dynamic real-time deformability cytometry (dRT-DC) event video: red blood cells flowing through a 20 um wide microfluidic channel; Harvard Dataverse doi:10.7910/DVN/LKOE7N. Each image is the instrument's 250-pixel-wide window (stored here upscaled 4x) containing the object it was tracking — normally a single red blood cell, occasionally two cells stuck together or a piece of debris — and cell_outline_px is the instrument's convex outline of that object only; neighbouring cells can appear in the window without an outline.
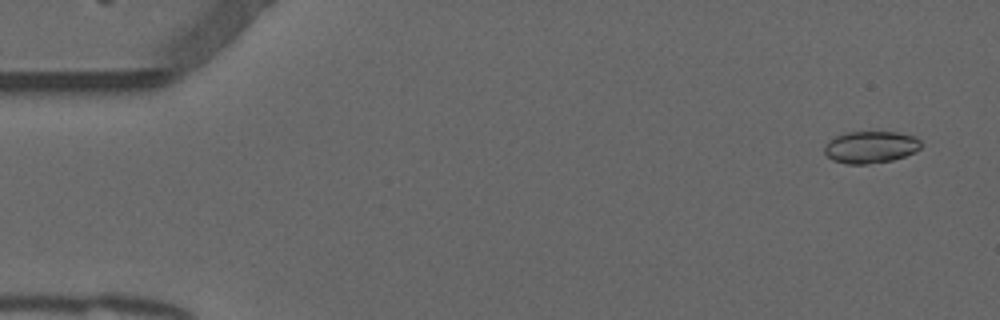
{"species": "common noctule bat (a hibernating species)", "species_latin": "Nyctalus noctula", "temperature_condition": "warm", "stored_images_in_passage": 54, "camera_frame_rate_fps": 3000, "um_per_image_px": 0.085, "animal": {"sex": "male", "forearm_length_mm": 52.5}, "frame": {"image": 1, "passage_image": 3, "time_ms": 0.667, "image_size_px": [1000, 320], "cell_outline_px": [[920, 148], [904, 156], [892, 160], [864, 164], [848, 164], [832, 160], [824, 152], [824, 148], [828, 140], [836, 136], [848, 132], [896, 132], [916, 136], [920, 140]], "centroid_in_image_um": [73.98, 12.49], "position_along_channel_um": 11.0, "area_um2": 17.86}}
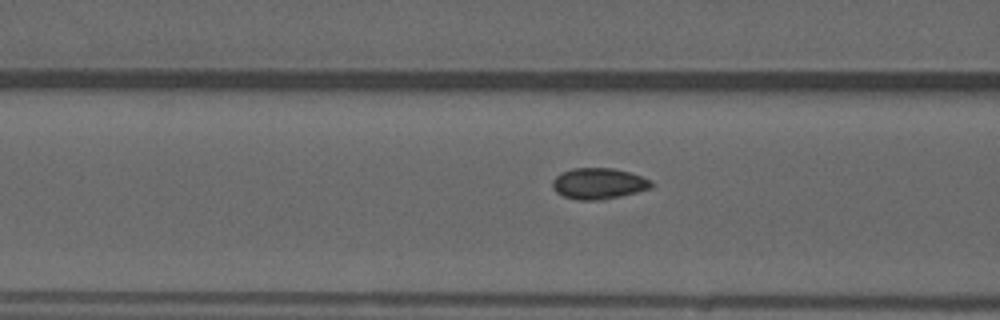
{"frame": {"image": 2, "passage_image": 21, "time_ms": 6.667, "image_size_px": [1000, 320], "cell_outline_px": [[652, 188], [604, 200], [580, 200], [564, 196], [556, 192], [552, 188], [552, 180], [560, 172], [572, 168], [612, 168], [628, 172], [652, 180]], "centroid_in_image_um": [50.85, 15.6], "position_along_channel_um": 115.7, "area_um2": 17.92}}
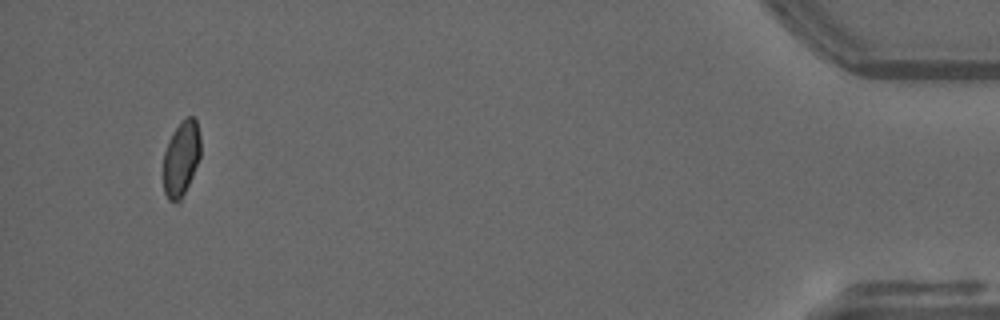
{"frame": {"image": 3, "passage_image": 51, "time_ms": 16.667, "image_size_px": [1000, 320], "cell_outline_px": [[200, 156], [192, 176], [180, 204], [168, 200], [164, 192], [164, 152], [168, 140], [172, 132], [188, 116], [192, 116], [196, 120], [200, 136]], "centroid_in_image_um": [15.39, 13.51], "position_along_channel_um": 419.8, "area_um2": 16.3}}